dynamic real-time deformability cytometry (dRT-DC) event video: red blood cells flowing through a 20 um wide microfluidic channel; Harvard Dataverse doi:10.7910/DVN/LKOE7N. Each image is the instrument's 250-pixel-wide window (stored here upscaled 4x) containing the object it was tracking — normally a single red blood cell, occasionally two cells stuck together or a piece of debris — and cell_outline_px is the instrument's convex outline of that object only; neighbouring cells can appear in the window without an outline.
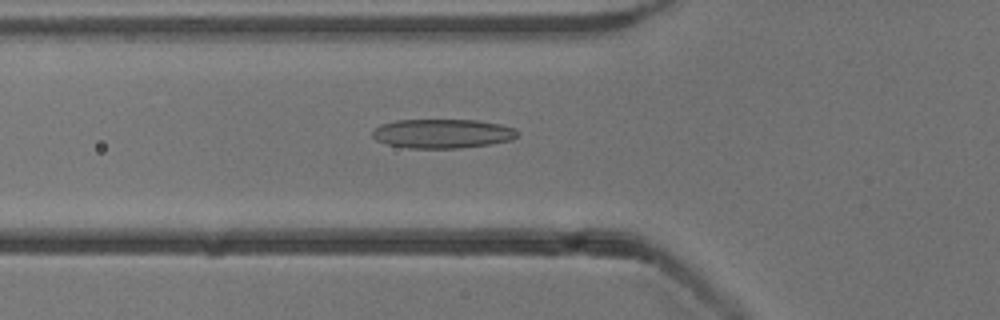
{"species": "common noctule bat (a hibernating species)", "species_latin": "Nyctalus noctula", "temperature_condition": "cold", "stored_images_in_passage": 38, "camera_frame_rate_fps": 3000, "um_per_image_px": 0.085, "animal": {"sex": "male", "body_mass_g": 13.3}, "frame": {"image": 1, "passage_image": 4, "time_ms": 1.0, "image_size_px": [1000, 320], "cell_outline_px": [[520, 132], [512, 140], [488, 144], [460, 148], [408, 148], [388, 144], [376, 140], [372, 136], [372, 132], [380, 124], [396, 120], [476, 120], [500, 124], [516, 128]], "centroid_in_image_um": [37.62, 11.35], "position_along_channel_um": 88.2, "area_um2": 24.68}}
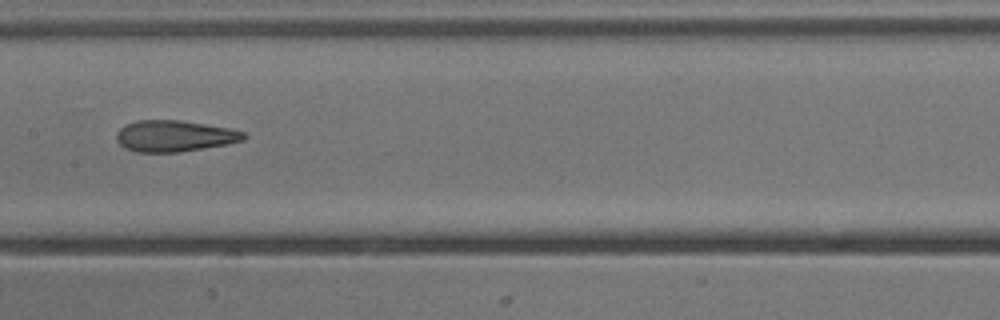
{"frame": {"image": 2, "passage_image": 12, "time_ms": 3.667, "image_size_px": [1000, 320], "cell_outline_px": [[248, 136], [244, 140], [228, 144], [180, 152], [136, 152], [124, 148], [116, 140], [116, 132], [120, 128], [136, 120], [180, 120], [228, 128], [244, 132]], "centroid_in_image_um": [14.82, 11.57], "position_along_channel_um": 192.6, "area_um2": 23.24}}
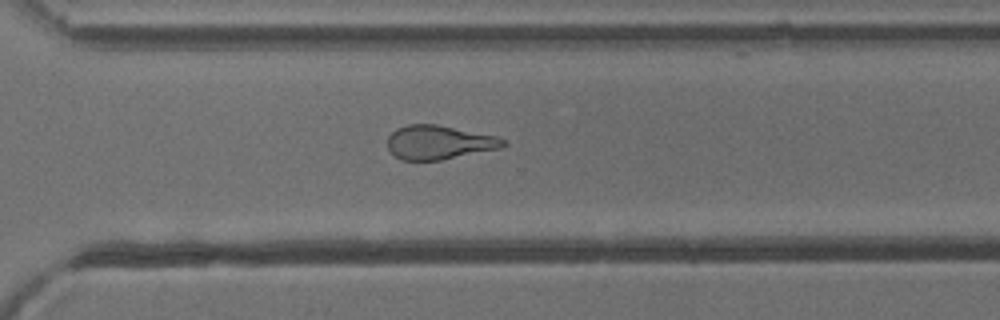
{"frame": {"image": 3, "passage_image": 23, "time_ms": 7.333, "image_size_px": [1000, 320], "cell_outline_px": [[508, 144], [500, 148], [440, 160], [400, 160], [388, 148], [388, 136], [396, 128], [408, 124], [436, 124], [500, 136]], "centroid_in_image_um": [37.33, 12.09], "position_along_channel_um": 333.3, "area_um2": 22.95}, "authors_computed_cell_mechanics": {"area_um2": 23.8425, "velocity_mm_per_s": 3.8559, "shape_relaxation_time_tau1_ms": 8.8789, "shape_relaxation_time_tau2_ms": 2.1422, "deformation_change_tau1": 0.2348, "deformation_change_tau2": 0.1041}}